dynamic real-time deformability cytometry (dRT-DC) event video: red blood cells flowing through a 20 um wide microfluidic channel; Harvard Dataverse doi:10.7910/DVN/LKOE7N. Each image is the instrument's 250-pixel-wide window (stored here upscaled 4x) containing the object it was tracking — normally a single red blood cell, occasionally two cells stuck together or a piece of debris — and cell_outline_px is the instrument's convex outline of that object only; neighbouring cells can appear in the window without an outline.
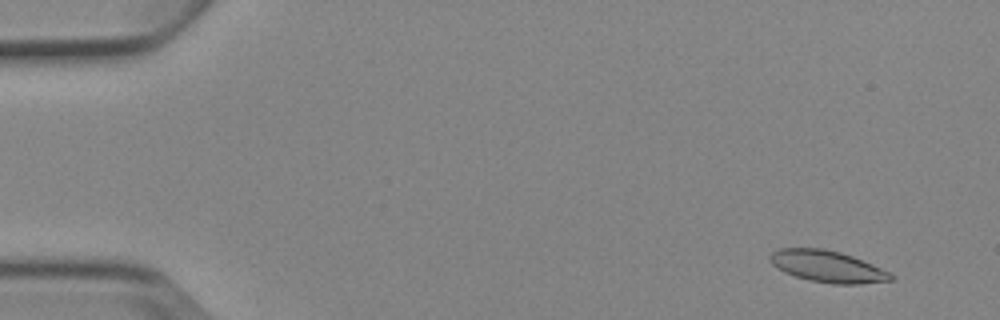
{"species": "Egyptian fruit bat (a non-hibernating species)", "species_latin": "Rousettus aegyptiacus", "temperature_condition": "cold", "stored_images_in_passage": 9, "camera_frame_rate_fps": 3000, "um_per_image_px": 0.085, "animal": {"sex": "female"}, "frame": {"image": 1, "passage_image": 2, "time_ms": 1.0, "image_size_px": [1000, 320], "cell_outline_px": [[896, 276], [892, 280], [860, 284], [832, 284], [808, 280], [784, 272], [772, 264], [768, 260], [768, 256], [772, 252], [780, 248], [824, 248], [840, 252], [852, 256], [880, 268]], "centroid_in_image_um": [70.3, 22.65], "position_along_channel_um": 14.7, "area_um2": 22.25}}
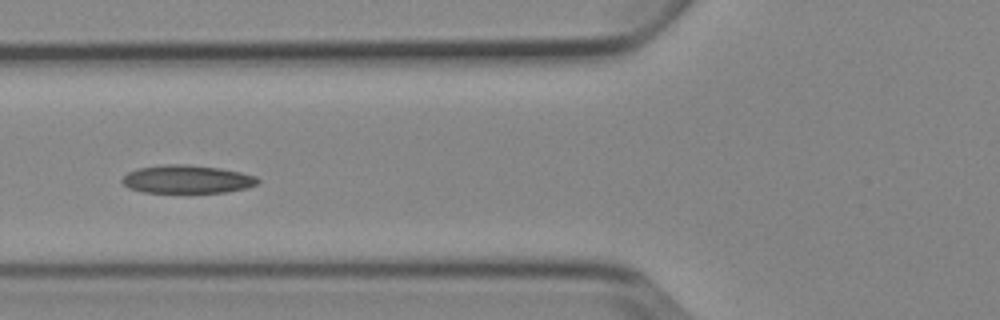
{"frame": {"image": 2, "passage_image": 6, "time_ms": 6.667, "image_size_px": [1000, 320], "cell_outline_px": [[260, 180], [256, 184], [248, 188], [228, 192], [144, 192], [128, 188], [120, 180], [128, 172], [136, 168], [168, 164], [188, 164], [220, 168], [240, 172], [256, 176]], "centroid_in_image_um": [15.9, 15.23], "position_along_channel_um": 109.9, "area_um2": 22.31}}
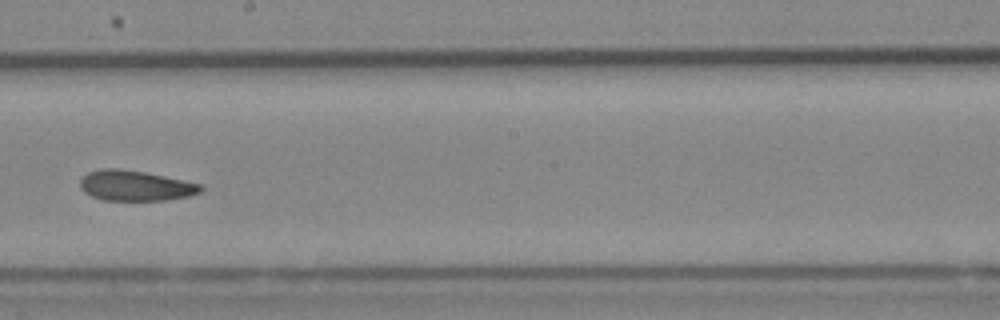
{"frame": {"image": 3, "passage_image": 9, "time_ms": 10.0, "image_size_px": [1000, 320], "cell_outline_px": [[204, 188], [200, 192], [188, 196], [168, 200], [104, 200], [92, 196], [84, 192], [80, 188], [80, 180], [88, 172], [104, 168], [120, 168], [144, 172], [184, 180], [200, 184]], "centroid_in_image_um": [11.5, 15.78], "position_along_channel_um": 236.7, "area_um2": 21.27}}